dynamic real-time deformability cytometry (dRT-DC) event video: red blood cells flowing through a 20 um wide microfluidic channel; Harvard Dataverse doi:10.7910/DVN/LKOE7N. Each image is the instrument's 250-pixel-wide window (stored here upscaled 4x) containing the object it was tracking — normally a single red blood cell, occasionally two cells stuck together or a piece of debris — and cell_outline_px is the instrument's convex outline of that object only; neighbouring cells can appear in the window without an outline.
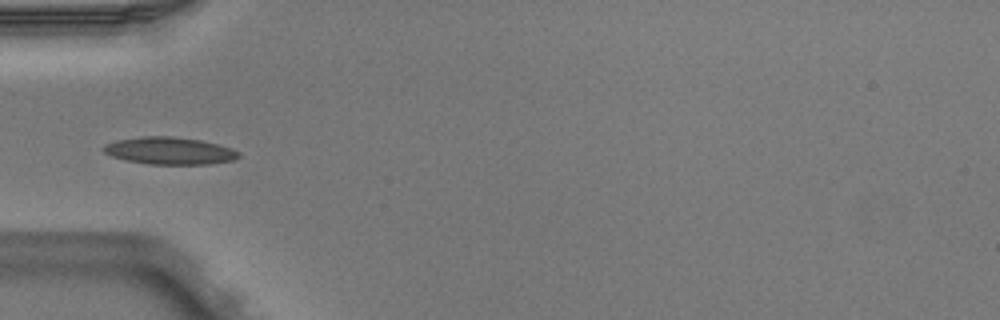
{"species": "Egyptian fruit bat (a non-hibernating species)", "species_latin": "Rousettus aegyptiacus", "temperature_condition": "warm", "stored_images_in_passage": 4, "camera_frame_rate_fps": 3000, "um_per_image_px": 0.085, "animal": {"sex": "male"}, "frame": {"image": 1, "passage_image": 4, "time_ms": 1.0, "image_size_px": [1000, 320], "cell_outline_px": [[240, 156], [232, 160], [208, 164], [148, 164], [124, 160], [112, 156], [104, 152], [100, 148], [104, 144], [116, 140], [144, 136], [172, 136], [200, 140], [232, 148], [240, 152]], "centroid_in_image_um": [14.37, 12.81], "position_along_channel_um": 70.6, "area_um2": 21.5}}